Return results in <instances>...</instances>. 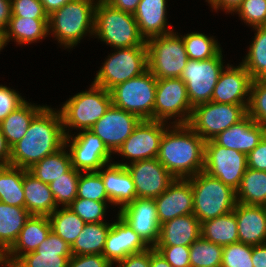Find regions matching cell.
Masks as SVG:
<instances>
[{"mask_svg":"<svg viewBox=\"0 0 266 267\" xmlns=\"http://www.w3.org/2000/svg\"><path fill=\"white\" fill-rule=\"evenodd\" d=\"M59 110L45 106L31 121L24 137L11 148L10 166L29 169L65 146Z\"/></svg>","mask_w":266,"mask_h":267,"instance_id":"1","label":"cell"},{"mask_svg":"<svg viewBox=\"0 0 266 267\" xmlns=\"http://www.w3.org/2000/svg\"><path fill=\"white\" fill-rule=\"evenodd\" d=\"M169 126L157 159L175 178L187 179L203 171L205 141L188 124Z\"/></svg>","mask_w":266,"mask_h":267,"instance_id":"2","label":"cell"},{"mask_svg":"<svg viewBox=\"0 0 266 267\" xmlns=\"http://www.w3.org/2000/svg\"><path fill=\"white\" fill-rule=\"evenodd\" d=\"M98 0H72L48 16V32L60 45L73 48L87 33L94 35Z\"/></svg>","mask_w":266,"mask_h":267,"instance_id":"3","label":"cell"},{"mask_svg":"<svg viewBox=\"0 0 266 267\" xmlns=\"http://www.w3.org/2000/svg\"><path fill=\"white\" fill-rule=\"evenodd\" d=\"M94 36L114 49L147 46L133 13L112 7L98 0L95 7Z\"/></svg>","mask_w":266,"mask_h":267,"instance_id":"4","label":"cell"},{"mask_svg":"<svg viewBox=\"0 0 266 267\" xmlns=\"http://www.w3.org/2000/svg\"><path fill=\"white\" fill-rule=\"evenodd\" d=\"M193 192V214L200 223L235 209L236 190L205 171L187 178Z\"/></svg>","mask_w":266,"mask_h":267,"instance_id":"5","label":"cell"},{"mask_svg":"<svg viewBox=\"0 0 266 267\" xmlns=\"http://www.w3.org/2000/svg\"><path fill=\"white\" fill-rule=\"evenodd\" d=\"M111 104L110 92L93 82L88 91L70 97L59 110L65 136L70 135V128H77V131L90 130Z\"/></svg>","mask_w":266,"mask_h":267,"instance_id":"6","label":"cell"},{"mask_svg":"<svg viewBox=\"0 0 266 267\" xmlns=\"http://www.w3.org/2000/svg\"><path fill=\"white\" fill-rule=\"evenodd\" d=\"M157 79L147 69L139 76L117 84L109 90L112 104L141 120H154Z\"/></svg>","mask_w":266,"mask_h":267,"instance_id":"7","label":"cell"},{"mask_svg":"<svg viewBox=\"0 0 266 267\" xmlns=\"http://www.w3.org/2000/svg\"><path fill=\"white\" fill-rule=\"evenodd\" d=\"M171 32L146 41L148 70L156 79L180 78L189 60L182 36Z\"/></svg>","mask_w":266,"mask_h":267,"instance_id":"8","label":"cell"},{"mask_svg":"<svg viewBox=\"0 0 266 267\" xmlns=\"http://www.w3.org/2000/svg\"><path fill=\"white\" fill-rule=\"evenodd\" d=\"M97 72L93 83L110 90L117 84L139 76L148 69L147 46L115 49Z\"/></svg>","mask_w":266,"mask_h":267,"instance_id":"9","label":"cell"},{"mask_svg":"<svg viewBox=\"0 0 266 267\" xmlns=\"http://www.w3.org/2000/svg\"><path fill=\"white\" fill-rule=\"evenodd\" d=\"M247 108L248 105L203 103L193 108L188 125L208 141L242 120L247 115Z\"/></svg>","mask_w":266,"mask_h":267,"instance_id":"10","label":"cell"},{"mask_svg":"<svg viewBox=\"0 0 266 267\" xmlns=\"http://www.w3.org/2000/svg\"><path fill=\"white\" fill-rule=\"evenodd\" d=\"M222 51L215 57L206 60H188L180 75L185 83L191 106L211 101L217 80L224 69Z\"/></svg>","mask_w":266,"mask_h":267,"instance_id":"11","label":"cell"},{"mask_svg":"<svg viewBox=\"0 0 266 267\" xmlns=\"http://www.w3.org/2000/svg\"><path fill=\"white\" fill-rule=\"evenodd\" d=\"M192 111L193 107L189 101L187 88L182 79H157L154 120L166 122L172 117L173 119L177 117L171 124H188Z\"/></svg>","mask_w":266,"mask_h":267,"instance_id":"12","label":"cell"},{"mask_svg":"<svg viewBox=\"0 0 266 267\" xmlns=\"http://www.w3.org/2000/svg\"><path fill=\"white\" fill-rule=\"evenodd\" d=\"M247 168L244 153L218 145L213 139L205 141L203 171L209 175L237 190Z\"/></svg>","mask_w":266,"mask_h":267,"instance_id":"13","label":"cell"},{"mask_svg":"<svg viewBox=\"0 0 266 267\" xmlns=\"http://www.w3.org/2000/svg\"><path fill=\"white\" fill-rule=\"evenodd\" d=\"M65 146L70 147L72 167L80 172L98 171L111 163L112 153L90 130H82L76 136H66Z\"/></svg>","mask_w":266,"mask_h":267,"instance_id":"14","label":"cell"},{"mask_svg":"<svg viewBox=\"0 0 266 267\" xmlns=\"http://www.w3.org/2000/svg\"><path fill=\"white\" fill-rule=\"evenodd\" d=\"M125 166L130 173L137 198L155 199L160 196L175 177L157 159L139 160L132 163H115Z\"/></svg>","mask_w":266,"mask_h":267,"instance_id":"15","label":"cell"},{"mask_svg":"<svg viewBox=\"0 0 266 267\" xmlns=\"http://www.w3.org/2000/svg\"><path fill=\"white\" fill-rule=\"evenodd\" d=\"M167 122L141 120L132 134L116 152L130 159V163L157 158L160 142L164 135Z\"/></svg>","mask_w":266,"mask_h":267,"instance_id":"16","label":"cell"},{"mask_svg":"<svg viewBox=\"0 0 266 267\" xmlns=\"http://www.w3.org/2000/svg\"><path fill=\"white\" fill-rule=\"evenodd\" d=\"M141 119L113 104L90 129L115 154L125 140L132 134Z\"/></svg>","mask_w":266,"mask_h":267,"instance_id":"17","label":"cell"},{"mask_svg":"<svg viewBox=\"0 0 266 267\" xmlns=\"http://www.w3.org/2000/svg\"><path fill=\"white\" fill-rule=\"evenodd\" d=\"M118 215L150 248L156 246L160 236V224L154 199L136 198L121 208Z\"/></svg>","mask_w":266,"mask_h":267,"instance_id":"18","label":"cell"},{"mask_svg":"<svg viewBox=\"0 0 266 267\" xmlns=\"http://www.w3.org/2000/svg\"><path fill=\"white\" fill-rule=\"evenodd\" d=\"M251 83L252 78L241 63L237 67L227 64L217 80L211 101L249 105Z\"/></svg>","mask_w":266,"mask_h":267,"instance_id":"19","label":"cell"},{"mask_svg":"<svg viewBox=\"0 0 266 267\" xmlns=\"http://www.w3.org/2000/svg\"><path fill=\"white\" fill-rule=\"evenodd\" d=\"M149 248L138 233L118 215L117 221L111 223L102 255L114 265L128 255L141 253Z\"/></svg>","mask_w":266,"mask_h":267,"instance_id":"20","label":"cell"},{"mask_svg":"<svg viewBox=\"0 0 266 267\" xmlns=\"http://www.w3.org/2000/svg\"><path fill=\"white\" fill-rule=\"evenodd\" d=\"M154 202L160 225L175 217L193 214L191 182L188 179L175 178Z\"/></svg>","mask_w":266,"mask_h":267,"instance_id":"21","label":"cell"},{"mask_svg":"<svg viewBox=\"0 0 266 267\" xmlns=\"http://www.w3.org/2000/svg\"><path fill=\"white\" fill-rule=\"evenodd\" d=\"M71 246L50 231L35 251L22 255L11 267H67Z\"/></svg>","mask_w":266,"mask_h":267,"instance_id":"22","label":"cell"},{"mask_svg":"<svg viewBox=\"0 0 266 267\" xmlns=\"http://www.w3.org/2000/svg\"><path fill=\"white\" fill-rule=\"evenodd\" d=\"M265 135L266 130L247 114L238 123L219 133L213 140L218 145L247 155Z\"/></svg>","mask_w":266,"mask_h":267,"instance_id":"23","label":"cell"},{"mask_svg":"<svg viewBox=\"0 0 266 267\" xmlns=\"http://www.w3.org/2000/svg\"><path fill=\"white\" fill-rule=\"evenodd\" d=\"M233 211L239 242L251 246L266 244V206L237 202Z\"/></svg>","mask_w":266,"mask_h":267,"instance_id":"24","label":"cell"},{"mask_svg":"<svg viewBox=\"0 0 266 267\" xmlns=\"http://www.w3.org/2000/svg\"><path fill=\"white\" fill-rule=\"evenodd\" d=\"M51 231L48 216L31 215L20 231L18 239L7 251V261L11 267L22 255L35 251Z\"/></svg>","mask_w":266,"mask_h":267,"instance_id":"25","label":"cell"},{"mask_svg":"<svg viewBox=\"0 0 266 267\" xmlns=\"http://www.w3.org/2000/svg\"><path fill=\"white\" fill-rule=\"evenodd\" d=\"M106 167L104 170L100 168L98 172L109 200L121 209L137 198L132 177L125 166L110 163Z\"/></svg>","mask_w":266,"mask_h":267,"instance_id":"26","label":"cell"},{"mask_svg":"<svg viewBox=\"0 0 266 267\" xmlns=\"http://www.w3.org/2000/svg\"><path fill=\"white\" fill-rule=\"evenodd\" d=\"M166 6V0H140L133 14L145 41L174 32L167 27Z\"/></svg>","mask_w":266,"mask_h":267,"instance_id":"27","label":"cell"},{"mask_svg":"<svg viewBox=\"0 0 266 267\" xmlns=\"http://www.w3.org/2000/svg\"><path fill=\"white\" fill-rule=\"evenodd\" d=\"M200 236V221L194 214H188L161 224L156 246H190Z\"/></svg>","mask_w":266,"mask_h":267,"instance_id":"28","label":"cell"},{"mask_svg":"<svg viewBox=\"0 0 266 267\" xmlns=\"http://www.w3.org/2000/svg\"><path fill=\"white\" fill-rule=\"evenodd\" d=\"M23 190L25 195V208L31 215L49 216L56 205L49 184L35 178L28 171L24 173Z\"/></svg>","mask_w":266,"mask_h":267,"instance_id":"29","label":"cell"},{"mask_svg":"<svg viewBox=\"0 0 266 267\" xmlns=\"http://www.w3.org/2000/svg\"><path fill=\"white\" fill-rule=\"evenodd\" d=\"M48 19H33L19 16H11L8 27L5 30V40L16 41V44H31L42 40L48 34Z\"/></svg>","mask_w":266,"mask_h":267,"instance_id":"30","label":"cell"},{"mask_svg":"<svg viewBox=\"0 0 266 267\" xmlns=\"http://www.w3.org/2000/svg\"><path fill=\"white\" fill-rule=\"evenodd\" d=\"M45 106H36L25 101L0 123L1 132L11 148L24 137L33 118Z\"/></svg>","mask_w":266,"mask_h":267,"instance_id":"31","label":"cell"},{"mask_svg":"<svg viewBox=\"0 0 266 267\" xmlns=\"http://www.w3.org/2000/svg\"><path fill=\"white\" fill-rule=\"evenodd\" d=\"M31 214L24 207L0 202V246L7 252L18 239Z\"/></svg>","mask_w":266,"mask_h":267,"instance_id":"32","label":"cell"},{"mask_svg":"<svg viewBox=\"0 0 266 267\" xmlns=\"http://www.w3.org/2000/svg\"><path fill=\"white\" fill-rule=\"evenodd\" d=\"M201 236L222 247L238 243L237 219L234 211L202 222Z\"/></svg>","mask_w":266,"mask_h":267,"instance_id":"33","label":"cell"},{"mask_svg":"<svg viewBox=\"0 0 266 267\" xmlns=\"http://www.w3.org/2000/svg\"><path fill=\"white\" fill-rule=\"evenodd\" d=\"M110 223H86L71 246L72 255L103 254Z\"/></svg>","mask_w":266,"mask_h":267,"instance_id":"34","label":"cell"},{"mask_svg":"<svg viewBox=\"0 0 266 267\" xmlns=\"http://www.w3.org/2000/svg\"><path fill=\"white\" fill-rule=\"evenodd\" d=\"M26 171L10 165L0 166V202L25 208L23 179Z\"/></svg>","mask_w":266,"mask_h":267,"instance_id":"35","label":"cell"},{"mask_svg":"<svg viewBox=\"0 0 266 267\" xmlns=\"http://www.w3.org/2000/svg\"><path fill=\"white\" fill-rule=\"evenodd\" d=\"M240 204L266 206V171L247 168L236 190Z\"/></svg>","mask_w":266,"mask_h":267,"instance_id":"36","label":"cell"},{"mask_svg":"<svg viewBox=\"0 0 266 267\" xmlns=\"http://www.w3.org/2000/svg\"><path fill=\"white\" fill-rule=\"evenodd\" d=\"M66 148L64 146L57 152L45 156L42 160L27 169V171L44 183H51L72 168L71 155L70 152H66Z\"/></svg>","mask_w":266,"mask_h":267,"instance_id":"37","label":"cell"},{"mask_svg":"<svg viewBox=\"0 0 266 267\" xmlns=\"http://www.w3.org/2000/svg\"><path fill=\"white\" fill-rule=\"evenodd\" d=\"M256 33L241 64L252 80H266V25L253 27Z\"/></svg>","mask_w":266,"mask_h":267,"instance_id":"38","label":"cell"},{"mask_svg":"<svg viewBox=\"0 0 266 267\" xmlns=\"http://www.w3.org/2000/svg\"><path fill=\"white\" fill-rule=\"evenodd\" d=\"M51 231L60 236L65 242L73 245L79 233L86 224L69 207L55 209L49 216Z\"/></svg>","mask_w":266,"mask_h":267,"instance_id":"39","label":"cell"},{"mask_svg":"<svg viewBox=\"0 0 266 267\" xmlns=\"http://www.w3.org/2000/svg\"><path fill=\"white\" fill-rule=\"evenodd\" d=\"M189 247L190 267H221L222 246L200 236Z\"/></svg>","mask_w":266,"mask_h":267,"instance_id":"40","label":"cell"},{"mask_svg":"<svg viewBox=\"0 0 266 267\" xmlns=\"http://www.w3.org/2000/svg\"><path fill=\"white\" fill-rule=\"evenodd\" d=\"M190 60H206L217 56L222 50L213 36L204 33L191 32L182 37Z\"/></svg>","mask_w":266,"mask_h":267,"instance_id":"41","label":"cell"},{"mask_svg":"<svg viewBox=\"0 0 266 267\" xmlns=\"http://www.w3.org/2000/svg\"><path fill=\"white\" fill-rule=\"evenodd\" d=\"M80 171L71 168L67 173L61 175L49 183L56 205L59 207H68L77 197L78 180Z\"/></svg>","mask_w":266,"mask_h":267,"instance_id":"42","label":"cell"},{"mask_svg":"<svg viewBox=\"0 0 266 267\" xmlns=\"http://www.w3.org/2000/svg\"><path fill=\"white\" fill-rule=\"evenodd\" d=\"M99 202H111L102 177L98 171L81 172L78 180L77 197Z\"/></svg>","mask_w":266,"mask_h":267,"instance_id":"43","label":"cell"},{"mask_svg":"<svg viewBox=\"0 0 266 267\" xmlns=\"http://www.w3.org/2000/svg\"><path fill=\"white\" fill-rule=\"evenodd\" d=\"M247 114L266 130V80H252Z\"/></svg>","mask_w":266,"mask_h":267,"instance_id":"44","label":"cell"},{"mask_svg":"<svg viewBox=\"0 0 266 267\" xmlns=\"http://www.w3.org/2000/svg\"><path fill=\"white\" fill-rule=\"evenodd\" d=\"M107 203L89 200L85 198H75L68 206L75 212L85 223H102L104 222V214L108 207Z\"/></svg>","mask_w":266,"mask_h":267,"instance_id":"45","label":"cell"},{"mask_svg":"<svg viewBox=\"0 0 266 267\" xmlns=\"http://www.w3.org/2000/svg\"><path fill=\"white\" fill-rule=\"evenodd\" d=\"M221 267H254L252 246L240 242L224 246Z\"/></svg>","mask_w":266,"mask_h":267,"instance_id":"46","label":"cell"},{"mask_svg":"<svg viewBox=\"0 0 266 267\" xmlns=\"http://www.w3.org/2000/svg\"><path fill=\"white\" fill-rule=\"evenodd\" d=\"M235 13L251 27L264 26L266 25V0H243Z\"/></svg>","mask_w":266,"mask_h":267,"instance_id":"47","label":"cell"},{"mask_svg":"<svg viewBox=\"0 0 266 267\" xmlns=\"http://www.w3.org/2000/svg\"><path fill=\"white\" fill-rule=\"evenodd\" d=\"M12 16L48 19L40 0H11Z\"/></svg>","mask_w":266,"mask_h":267,"instance_id":"48","label":"cell"},{"mask_svg":"<svg viewBox=\"0 0 266 267\" xmlns=\"http://www.w3.org/2000/svg\"><path fill=\"white\" fill-rule=\"evenodd\" d=\"M165 260L173 267H190L189 246H155Z\"/></svg>","mask_w":266,"mask_h":267,"instance_id":"49","label":"cell"},{"mask_svg":"<svg viewBox=\"0 0 266 267\" xmlns=\"http://www.w3.org/2000/svg\"><path fill=\"white\" fill-rule=\"evenodd\" d=\"M25 101L15 90L0 85V123Z\"/></svg>","mask_w":266,"mask_h":267,"instance_id":"50","label":"cell"},{"mask_svg":"<svg viewBox=\"0 0 266 267\" xmlns=\"http://www.w3.org/2000/svg\"><path fill=\"white\" fill-rule=\"evenodd\" d=\"M67 267H112V264L101 254L72 255Z\"/></svg>","mask_w":266,"mask_h":267,"instance_id":"51","label":"cell"},{"mask_svg":"<svg viewBox=\"0 0 266 267\" xmlns=\"http://www.w3.org/2000/svg\"><path fill=\"white\" fill-rule=\"evenodd\" d=\"M248 168L266 171V135L260 143L247 154Z\"/></svg>","mask_w":266,"mask_h":267,"instance_id":"52","label":"cell"},{"mask_svg":"<svg viewBox=\"0 0 266 267\" xmlns=\"http://www.w3.org/2000/svg\"><path fill=\"white\" fill-rule=\"evenodd\" d=\"M117 267H150V248L144 252L126 256Z\"/></svg>","mask_w":266,"mask_h":267,"instance_id":"53","label":"cell"},{"mask_svg":"<svg viewBox=\"0 0 266 267\" xmlns=\"http://www.w3.org/2000/svg\"><path fill=\"white\" fill-rule=\"evenodd\" d=\"M243 0H208L207 2L211 5L216 12L217 10H224L228 13H233L241 5Z\"/></svg>","mask_w":266,"mask_h":267,"instance_id":"54","label":"cell"},{"mask_svg":"<svg viewBox=\"0 0 266 267\" xmlns=\"http://www.w3.org/2000/svg\"><path fill=\"white\" fill-rule=\"evenodd\" d=\"M112 7L121 11L134 13L138 7L140 0H105Z\"/></svg>","mask_w":266,"mask_h":267,"instance_id":"55","label":"cell"},{"mask_svg":"<svg viewBox=\"0 0 266 267\" xmlns=\"http://www.w3.org/2000/svg\"><path fill=\"white\" fill-rule=\"evenodd\" d=\"M11 16V0H0V29L6 30Z\"/></svg>","mask_w":266,"mask_h":267,"instance_id":"56","label":"cell"},{"mask_svg":"<svg viewBox=\"0 0 266 267\" xmlns=\"http://www.w3.org/2000/svg\"><path fill=\"white\" fill-rule=\"evenodd\" d=\"M252 263L254 267H266V244L252 246Z\"/></svg>","mask_w":266,"mask_h":267,"instance_id":"57","label":"cell"},{"mask_svg":"<svg viewBox=\"0 0 266 267\" xmlns=\"http://www.w3.org/2000/svg\"><path fill=\"white\" fill-rule=\"evenodd\" d=\"M11 158V147L0 129V166H9Z\"/></svg>","mask_w":266,"mask_h":267,"instance_id":"58","label":"cell"},{"mask_svg":"<svg viewBox=\"0 0 266 267\" xmlns=\"http://www.w3.org/2000/svg\"><path fill=\"white\" fill-rule=\"evenodd\" d=\"M150 267H171V265L155 248H150Z\"/></svg>","mask_w":266,"mask_h":267,"instance_id":"59","label":"cell"},{"mask_svg":"<svg viewBox=\"0 0 266 267\" xmlns=\"http://www.w3.org/2000/svg\"><path fill=\"white\" fill-rule=\"evenodd\" d=\"M72 0H40L43 4L44 11L48 14V16L57 9H60L66 3Z\"/></svg>","mask_w":266,"mask_h":267,"instance_id":"60","label":"cell"},{"mask_svg":"<svg viewBox=\"0 0 266 267\" xmlns=\"http://www.w3.org/2000/svg\"><path fill=\"white\" fill-rule=\"evenodd\" d=\"M0 266L10 267L7 261V252L0 246Z\"/></svg>","mask_w":266,"mask_h":267,"instance_id":"61","label":"cell"},{"mask_svg":"<svg viewBox=\"0 0 266 267\" xmlns=\"http://www.w3.org/2000/svg\"><path fill=\"white\" fill-rule=\"evenodd\" d=\"M6 46L5 31L0 29V51Z\"/></svg>","mask_w":266,"mask_h":267,"instance_id":"62","label":"cell"}]
</instances>
